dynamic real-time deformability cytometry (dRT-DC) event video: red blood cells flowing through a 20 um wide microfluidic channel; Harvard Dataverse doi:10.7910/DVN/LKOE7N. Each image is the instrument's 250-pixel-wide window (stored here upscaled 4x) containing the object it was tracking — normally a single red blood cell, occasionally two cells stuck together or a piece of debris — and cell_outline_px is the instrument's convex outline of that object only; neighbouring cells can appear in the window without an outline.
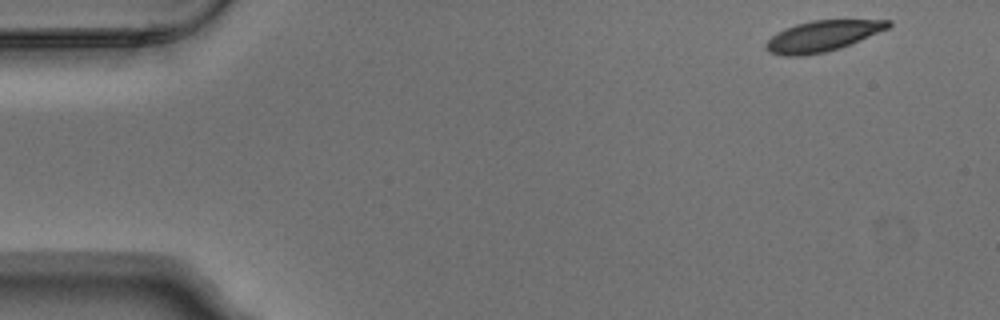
{"species": "Egyptian fruit bat (a non-hibernating species)", "species_latin": "Rousettus aegyptiacus", "temperature_condition": "warm", "stored_images_in_passage": 6, "camera_frame_rate_fps": 3000, "um_per_image_px": 0.085, "animal": {"sex": "male"}, "frame": {"image": 1, "passage_image": 1, "time_ms": 0.0, "image_size_px": [1000, 320], "cell_outline_px": [[892, 24], [888, 28], [840, 48], [824, 52], [804, 56], [784, 56], [768, 52], [764, 48], [764, 44], [776, 32], [784, 28], [796, 24], [812, 20], [892, 20]], "centroid_in_image_um": [69.85, 3.07], "position_along_channel_um": 15.2, "area_um2": 21.91}}
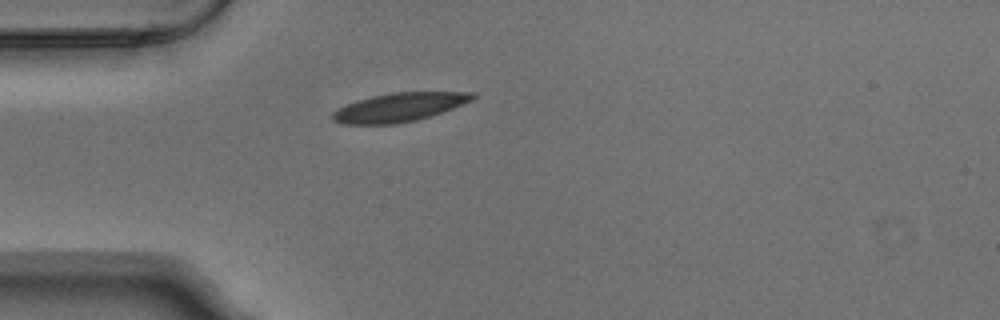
{"frame": {"image": 2, "passage_image": 4, "time_ms": 1.0, "image_size_px": [1000, 320], "cell_outline_px": [[476, 96], [472, 100], [452, 108], [416, 120], [396, 124], [344, 124], [332, 120], [332, 112], [356, 100], [372, 96], [392, 92], [476, 92]], "centroid_in_image_um": [33.92, 9.11], "position_along_channel_um": 51.1, "area_um2": 23.18}}
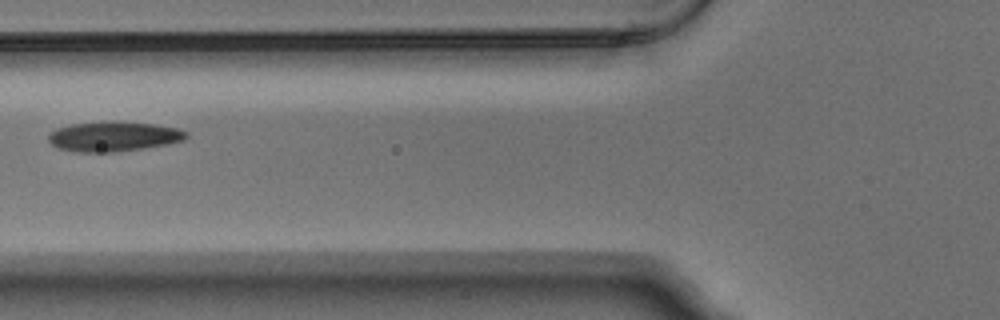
{"frame": {"image": 3, "passage_image": 6, "time_ms": 1.667, "image_size_px": [1000, 320], "cell_outline_px": [[188, 136], [184, 140], [168, 144], [144, 148], [112, 152], [72, 152], [56, 148], [48, 140], [48, 132], [56, 128], [72, 124], [108, 120], [112, 120], [152, 124], [176, 128], [188, 132]], "centroid_in_image_um": [9.6, 11.59], "position_along_channel_um": 116.2, "area_um2": 24.33}}